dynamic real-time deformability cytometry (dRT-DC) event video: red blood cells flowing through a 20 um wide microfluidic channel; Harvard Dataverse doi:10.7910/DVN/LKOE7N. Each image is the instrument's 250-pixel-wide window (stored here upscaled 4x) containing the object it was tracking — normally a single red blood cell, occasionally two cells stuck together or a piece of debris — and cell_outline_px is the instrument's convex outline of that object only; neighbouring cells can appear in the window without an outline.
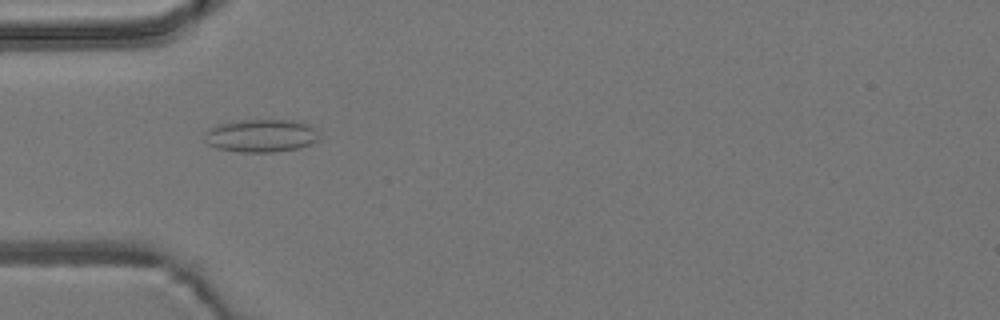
{"species": "common noctule bat (a hibernating species)", "species_latin": "Nyctalus noctula", "temperature_condition": "room temperature", "stored_images_in_passage": 54, "camera_frame_rate_fps": 3000, "um_per_image_px": 0.085, "animal": {"sex": "male", "body_mass_g": 19.2, "forearm_length_mm": 51.8}, "frame": {"image": 1, "passage_image": 17, "time_ms": 5.333, "image_size_px": [1000, 320], "cell_outline_px": [[316, 140], [300, 148], [272, 152], [240, 152], [216, 148], [208, 144], [204, 140], [204, 132], [208, 128], [216, 124], [240, 120], [300, 120], [308, 124], [312, 128], [316, 136]], "centroid_in_image_um": [22.1, 11.52], "position_along_channel_um": 62.9, "area_um2": 21.96}}
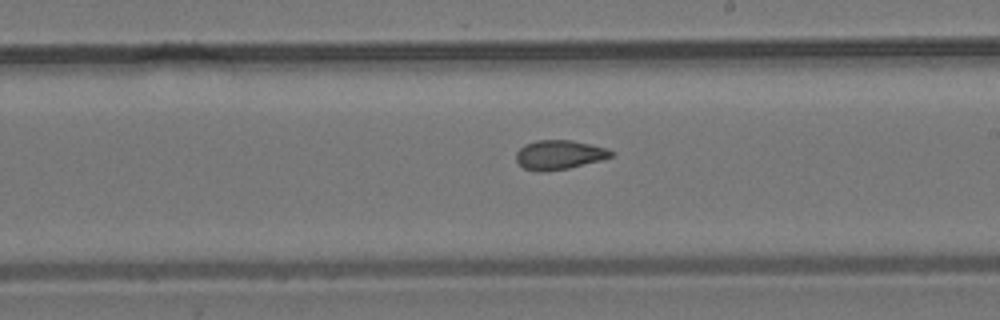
{"frame": {"image": 2, "passage_image": 31, "time_ms": 10.0, "image_size_px": [1000, 320], "cell_outline_px": [[616, 152], [612, 156], [600, 160], [568, 168], [544, 172], [540, 172], [524, 168], [516, 160], [516, 152], [524, 144], [536, 140], [572, 140], [608, 148]], "centroid_in_image_um": [47.54, 13.15], "position_along_channel_um": 241.5, "area_um2": 16.24}}
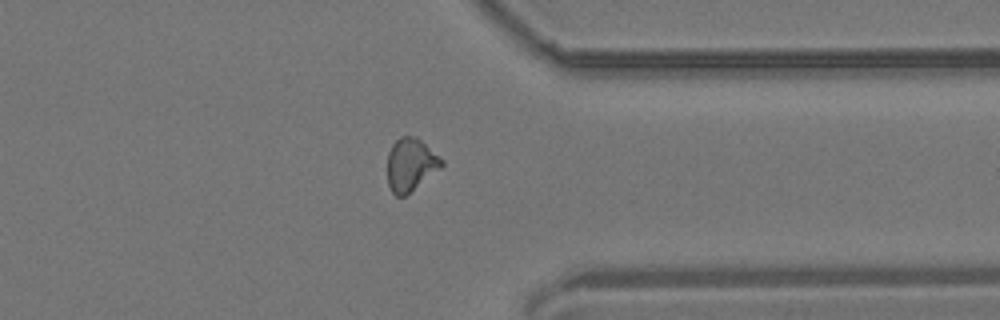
{"frame": {"image": 3, "passage_image": 42, "time_ms": 13.667, "image_size_px": [1000, 320], "cell_outline_px": [[444, 164], [440, 168], [404, 196], [396, 196], [392, 192], [388, 184], [388, 152], [392, 144], [400, 136], [416, 136], [444, 160]], "centroid_in_image_um": [34.89, 13.97], "position_along_channel_um": 376.5, "area_um2": 16.47}, "authors_computed_cell_mechanics": {"area_um2": 16.6175, "velocity_mm_per_s": 3.8359, "shape_relaxation_time_tau1_ms": null, "shape_relaxation_time_tau2_ms": 1.7394, "deformation_change_tau1": null, "deformation_change_tau2": 0.0853}}